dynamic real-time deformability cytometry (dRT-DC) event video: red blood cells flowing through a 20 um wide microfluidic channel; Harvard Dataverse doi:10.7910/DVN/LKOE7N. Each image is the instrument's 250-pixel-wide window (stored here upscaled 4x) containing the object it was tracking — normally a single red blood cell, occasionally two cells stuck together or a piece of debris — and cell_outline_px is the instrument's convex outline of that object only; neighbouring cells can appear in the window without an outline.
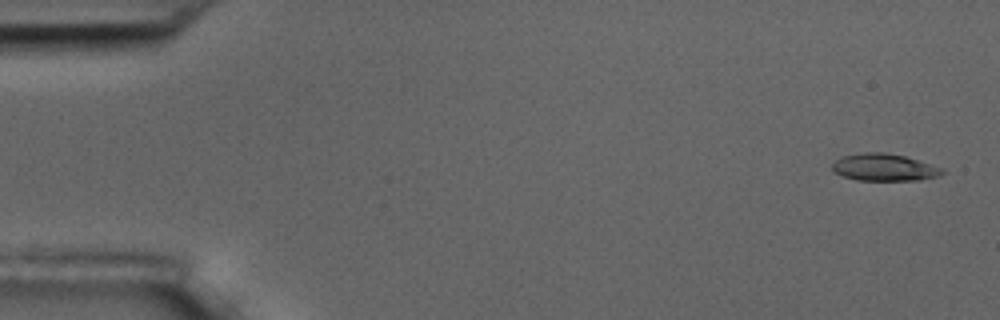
{"species": "common noctule bat (a hibernating species)", "species_latin": "Nyctalus noctula", "temperature_condition": "room temperature", "stored_images_in_passage": 4, "camera_frame_rate_fps": 3000, "um_per_image_px": 0.085, "animal": {"sex": "male", "body_mass_g": 17.5, "forearm_length_mm": 52.3}, "frame": {"image": 1, "passage_image": 1, "time_ms": 0.0, "image_size_px": [1000, 320], "cell_outline_px": [[944, 172], [940, 176], [920, 180], [856, 180], [832, 172], [832, 164], [836, 160], [844, 156], [864, 152], [884, 152], [904, 156], [944, 168]], "centroid_in_image_um": [75.17, 14.23], "position_along_channel_um": 9.8, "area_um2": 17.4}}
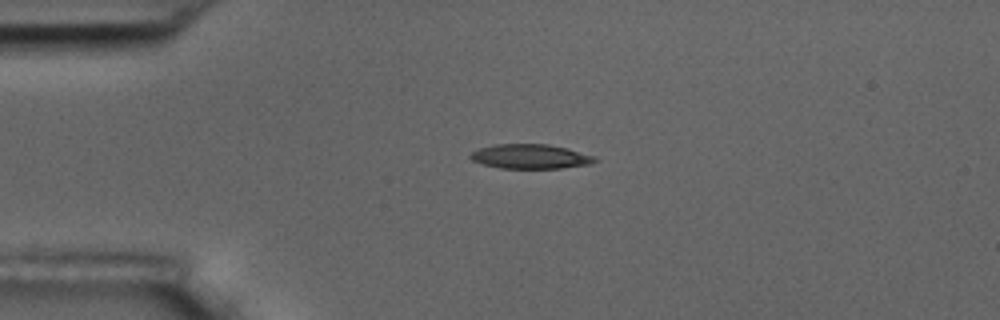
{"frame": {"image": 2, "passage_image": 4, "time_ms": 3.667, "image_size_px": [1000, 320], "cell_outline_px": [[600, 160], [588, 164], [560, 168], [500, 168], [484, 164], [472, 160], [468, 156], [476, 148], [492, 144], [548, 144], [568, 148], [596, 156]], "centroid_in_image_um": [45.08, 13.29], "position_along_channel_um": 39.9, "area_um2": 17.92}}